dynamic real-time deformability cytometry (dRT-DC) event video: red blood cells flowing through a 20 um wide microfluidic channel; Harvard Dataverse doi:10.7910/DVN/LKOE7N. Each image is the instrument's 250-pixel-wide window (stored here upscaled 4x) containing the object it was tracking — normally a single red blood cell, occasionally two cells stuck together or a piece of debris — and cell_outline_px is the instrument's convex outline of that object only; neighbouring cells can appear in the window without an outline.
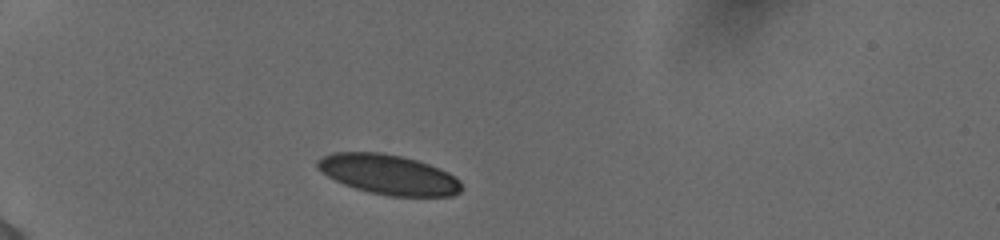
{"species": "human", "species_latin": "Homo sapiens", "temperature_condition": "cold", "stored_images_in_passage": 38, "camera_frame_rate_fps": 3000, "um_per_image_px": 0.085, "donor": {"sex": "female"}, "frame": {"image": 1, "passage_image": 1, "time_ms": 0.0, "image_size_px": [1000, 240], "cell_outline_px": [[464, 188], [460, 192], [452, 196], [388, 196], [368, 192], [344, 184], [328, 176], [316, 168], [316, 160], [332, 152], [380, 152], [400, 156], [416, 160], [428, 164], [448, 172], [460, 180]], "centroid_in_image_um": [33.03, 14.84], "position_along_channel_um": 52.0, "area_um2": 33.52}}
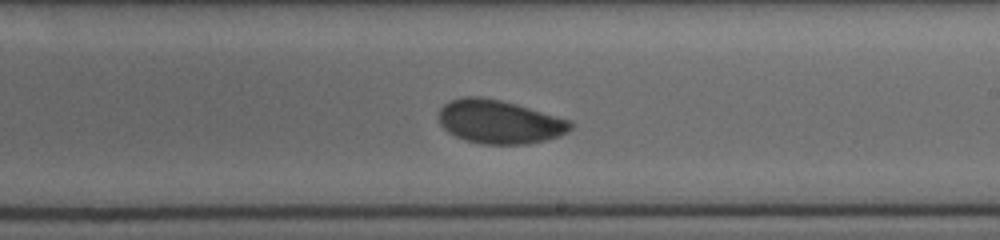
{"frame": {"image": 2, "passage_image": 19, "time_ms": 6.0, "image_size_px": [1000, 240], "cell_outline_px": [[572, 128], [568, 132], [560, 136], [528, 144], [480, 144], [464, 140], [448, 132], [440, 124], [440, 108], [444, 104], [452, 100], [464, 96], [476, 96], [500, 100], [516, 104], [572, 120]], "centroid_in_image_um": [42.47, 10.36], "position_along_channel_um": 246.5, "area_um2": 33.47}}
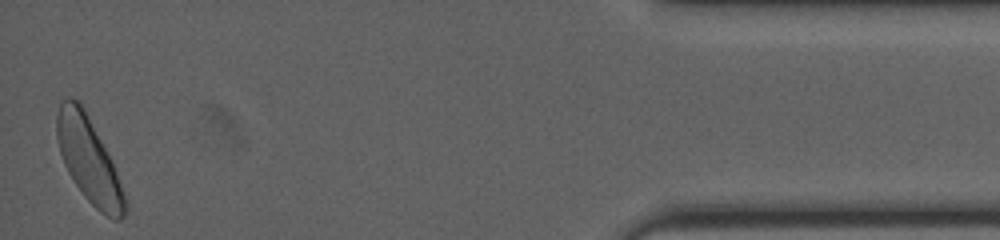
{"frame": {"image": 3, "passage_image": 38, "time_ms": 12.333, "image_size_px": [1000, 240], "cell_outline_px": [[128, 208], [124, 216], [120, 220], [112, 220], [100, 212], [84, 196], [68, 172], [64, 164], [60, 152], [56, 136], [56, 116], [60, 100], [68, 96], [72, 96], [80, 100], [108, 152], [112, 160], [128, 204]], "centroid_in_image_um": [7.55, 13.56], "position_along_channel_um": 427.7, "area_um2": 34.04}, "authors_computed_cell_mechanics": {"area_um2": 33.524, "velocity_mm_per_s": 3.8553, "shape_relaxation_time_tau1_ms": 2.9113, "shape_relaxation_time_tau2_ms": 11.3547, "deformation_change_tau1": 0.0784, "deformation_change_tau2": 0.1278}}